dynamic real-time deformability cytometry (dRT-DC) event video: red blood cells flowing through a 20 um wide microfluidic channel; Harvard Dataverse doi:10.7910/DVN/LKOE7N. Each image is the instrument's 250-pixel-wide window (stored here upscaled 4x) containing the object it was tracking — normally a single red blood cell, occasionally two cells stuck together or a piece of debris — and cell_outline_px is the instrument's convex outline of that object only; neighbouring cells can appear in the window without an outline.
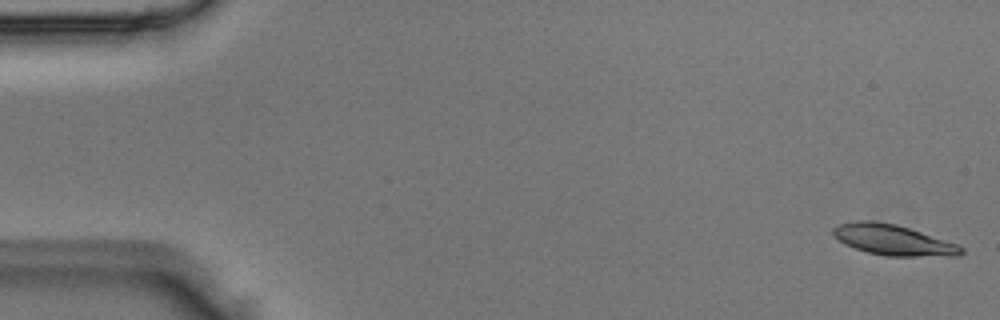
{"species": "Egyptian fruit bat (a non-hibernating species)", "species_latin": "Rousettus aegyptiacus", "temperature_condition": "room temperature", "stored_images_in_passage": 50, "camera_frame_rate_fps": 3000, "um_per_image_px": 0.085, "animal": {"sex": "male"}, "frame": {"image": 1, "passage_image": 1, "time_ms": 0.0, "image_size_px": [1000, 320], "cell_outline_px": [[964, 252], [960, 256], [888, 256], [868, 252], [844, 244], [832, 232], [832, 228], [840, 224], [856, 220], [872, 220], [896, 224], [956, 244], [964, 248]], "centroid_in_image_um": [75.91, 20.39], "position_along_channel_um": 9.1, "area_um2": 22.54}}
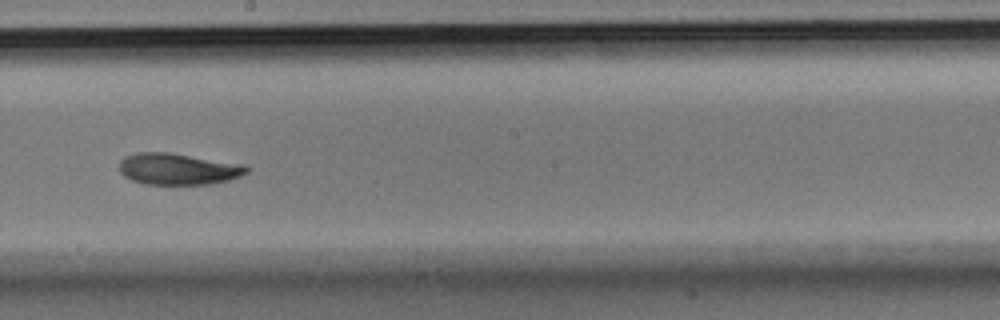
{"frame": {"image": 2, "passage_image": 28, "time_ms": 9.0, "image_size_px": [1000, 320], "cell_outline_px": [[248, 172], [240, 176], [228, 180], [208, 184], [144, 184], [132, 180], [124, 176], [120, 172], [120, 160], [124, 156], [136, 152], [172, 152], [244, 164], [248, 168]], "centroid_in_image_um": [15.12, 14.35], "position_along_channel_um": 233.1, "area_um2": 23.52}}
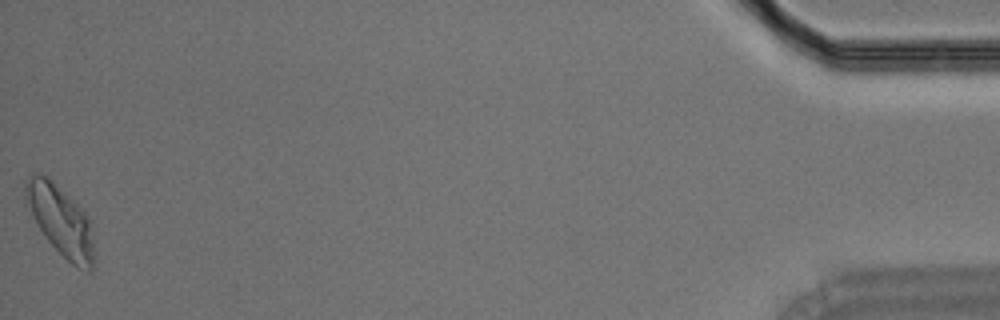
{"frame": {"image": 3, "passage_image": 50, "time_ms": 16.333, "image_size_px": [1000, 320], "cell_outline_px": [[96, 264], [88, 272], [76, 268], [44, 236], [24, 196], [24, 184], [28, 176], [32, 172], [40, 172], [48, 176], [88, 216], [96, 260]], "centroid_in_image_um": [5.17, 18.75], "position_along_channel_um": 430.0, "area_um2": 27.74}}